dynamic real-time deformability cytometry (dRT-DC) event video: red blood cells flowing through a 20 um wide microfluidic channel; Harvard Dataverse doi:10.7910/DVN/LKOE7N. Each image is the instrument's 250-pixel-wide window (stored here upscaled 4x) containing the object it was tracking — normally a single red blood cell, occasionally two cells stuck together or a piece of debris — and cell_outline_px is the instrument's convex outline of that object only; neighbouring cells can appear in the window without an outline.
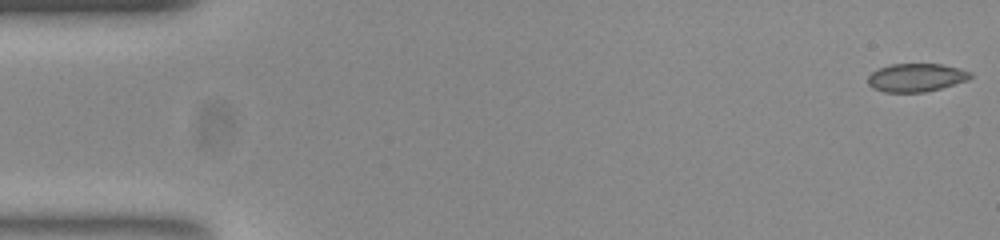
{"species": "common noctule bat (a hibernating species)", "species_latin": "Nyctalus noctula", "temperature_condition": "room temperature", "stored_images_in_passage": 53, "camera_frame_rate_fps": 3000, "um_per_image_px": 0.085, "animal": {"sex": "female", "body_mass_g": 23.0, "forearm_length_mm": 53.4}, "frame": {"image": 1, "passage_image": 1, "time_ms": 0.0, "image_size_px": [1000, 240], "cell_outline_px": [[972, 76], [968, 80], [940, 88], [924, 92], [884, 92], [872, 88], [868, 84], [868, 76], [872, 72], [880, 68], [892, 64], [940, 64], [960, 68], [972, 72]], "centroid_in_image_um": [77.88, 6.59], "position_along_channel_um": 7.1, "area_um2": 16.82}}
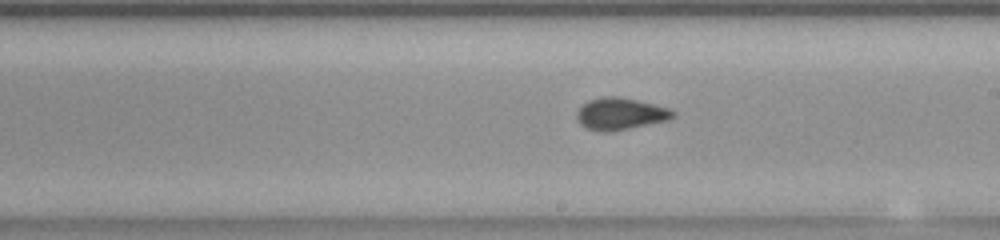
{"frame": {"image": 2, "passage_image": 30, "time_ms": 9.667, "image_size_px": [1000, 240], "cell_outline_px": [[676, 116], [668, 120], [608, 132], [604, 132], [588, 128], [580, 124], [576, 116], [576, 112], [588, 100], [604, 96], [616, 96], [636, 100], [668, 108], [676, 112]], "centroid_in_image_um": [52.73, 9.67], "position_along_channel_um": 236.3, "area_um2": 17.63}}
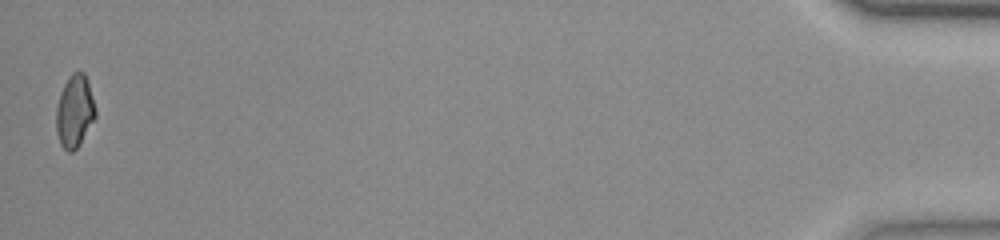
{"frame": {"image": 3, "passage_image": 53, "time_ms": 17.333, "image_size_px": [1000, 240], "cell_outline_px": [[96, 116], [80, 144], [72, 152], [68, 152], [60, 144], [56, 132], [56, 108], [60, 92], [68, 76], [72, 72], [84, 72], [88, 84], [96, 112]], "centroid_in_image_um": [6.32, 9.47], "position_along_channel_um": 428.9, "area_um2": 16.47}, "authors_computed_cell_mechanics": {"area_um2": 16.9932, "velocity_mm_per_s": 3.8129, "shape_relaxation_time_tau1_ms": 3.9524, "shape_relaxation_time_tau2_ms": 1.0533, "deformation_change_tau1": 0.1, "deformation_change_tau2": 0.0566}}